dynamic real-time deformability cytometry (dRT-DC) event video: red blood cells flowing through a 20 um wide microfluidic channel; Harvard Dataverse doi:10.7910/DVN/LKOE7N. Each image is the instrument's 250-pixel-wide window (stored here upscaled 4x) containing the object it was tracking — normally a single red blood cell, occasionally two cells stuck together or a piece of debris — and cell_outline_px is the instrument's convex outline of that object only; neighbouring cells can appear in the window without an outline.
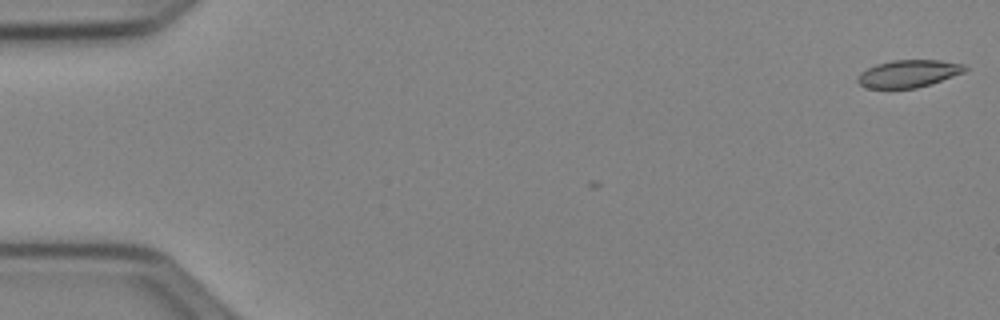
{"species": "Egyptian fruit bat (a non-hibernating species)", "species_latin": "Rousettus aegyptiacus", "temperature_condition": "cold", "stored_images_in_passage": 6, "camera_frame_rate_fps": 3000, "um_per_image_px": 0.085, "animal": {"sex": "female"}, "frame": {"image": 1, "passage_image": 1, "time_ms": 0.0, "image_size_px": [1000, 320], "cell_outline_px": [[968, 68], [964, 72], [916, 88], [868, 88], [860, 84], [856, 80], [856, 76], [860, 72], [876, 64], [892, 60], [940, 60], [964, 64]], "centroid_in_image_um": [77.19, 6.24], "position_along_channel_um": 7.8, "area_um2": 16.99}}